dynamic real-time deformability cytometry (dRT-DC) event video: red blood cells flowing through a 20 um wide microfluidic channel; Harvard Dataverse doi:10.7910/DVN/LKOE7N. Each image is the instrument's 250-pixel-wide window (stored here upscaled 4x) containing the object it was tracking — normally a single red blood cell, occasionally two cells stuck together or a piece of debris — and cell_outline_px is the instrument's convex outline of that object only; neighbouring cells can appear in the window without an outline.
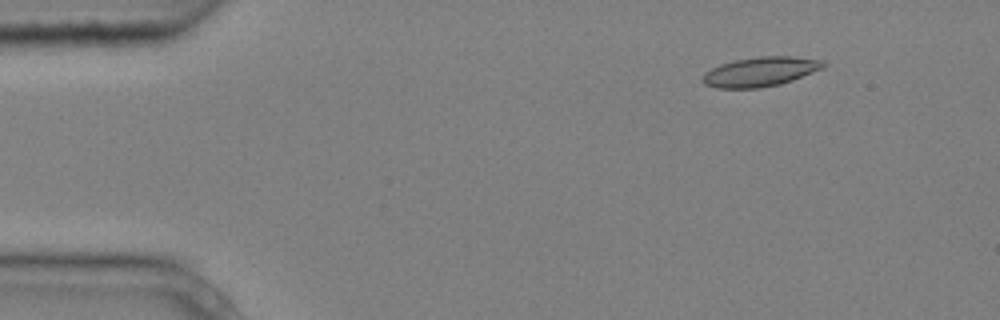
{"species": "common noctule bat (a hibernating species)", "species_latin": "Nyctalus noctula", "temperature_condition": "cold", "stored_images_in_passage": 5, "camera_frame_rate_fps": 3000, "um_per_image_px": 0.085, "animal": {"sex": "male", "body_mass_g": 20.4}, "frame": {"image": 1, "passage_image": 2, "time_ms": 0.333, "image_size_px": [1000, 320], "cell_outline_px": [[828, 64], [824, 68], [792, 80], [780, 84], [760, 88], [716, 88], [704, 84], [700, 80], [704, 72], [720, 64], [736, 60], [760, 56], [788, 56], [824, 60]], "centroid_in_image_um": [64.63, 6.1], "position_along_channel_um": 20.4, "area_um2": 20.87}}
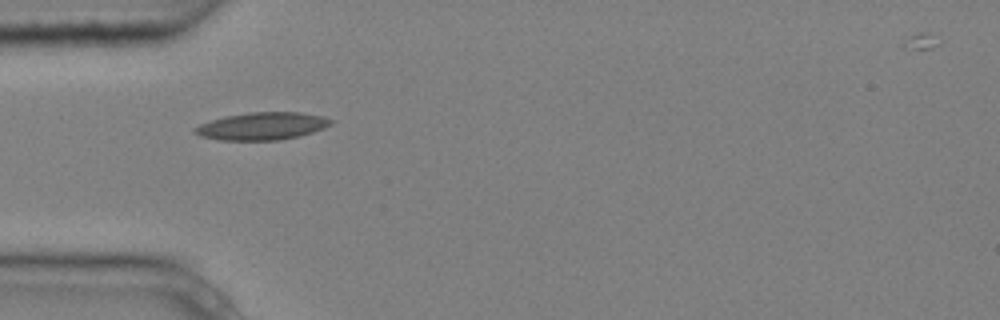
{"frame": {"image": 2, "passage_image": 5, "time_ms": 1.333, "image_size_px": [1000, 320], "cell_outline_px": [[332, 124], [324, 128], [300, 136], [280, 140], [220, 140], [200, 136], [192, 132], [192, 128], [200, 124], [224, 116], [252, 112], [300, 112], [324, 116], [332, 120]], "centroid_in_image_um": [22.27, 10.72], "position_along_channel_um": 62.7, "area_um2": 21.91}}